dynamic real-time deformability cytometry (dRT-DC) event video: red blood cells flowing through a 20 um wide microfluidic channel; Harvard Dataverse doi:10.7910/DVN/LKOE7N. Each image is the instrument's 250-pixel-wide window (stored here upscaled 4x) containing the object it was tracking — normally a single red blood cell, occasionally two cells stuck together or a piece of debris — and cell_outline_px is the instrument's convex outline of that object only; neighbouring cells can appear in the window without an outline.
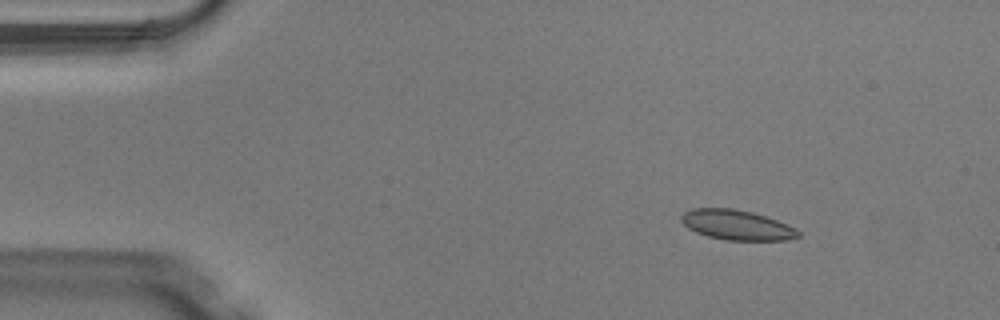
{"species": "Egyptian fruit bat (a non-hibernating species)", "species_latin": "Rousettus aegyptiacus", "temperature_condition": "warm", "stored_images_in_passage": 4, "camera_frame_rate_fps": 3000, "um_per_image_px": 0.085, "animal": {"sex": "male"}, "frame": {"image": 1, "passage_image": 2, "time_ms": 0.333, "image_size_px": [1000, 320], "cell_outline_px": [[800, 236], [788, 240], [724, 240], [708, 236], [696, 232], [688, 228], [680, 220], [680, 216], [684, 212], [692, 208], [732, 208], [752, 212], [788, 224], [796, 228], [800, 232]], "centroid_in_image_um": [62.62, 19.12], "position_along_channel_um": 22.4, "area_um2": 20.46}}